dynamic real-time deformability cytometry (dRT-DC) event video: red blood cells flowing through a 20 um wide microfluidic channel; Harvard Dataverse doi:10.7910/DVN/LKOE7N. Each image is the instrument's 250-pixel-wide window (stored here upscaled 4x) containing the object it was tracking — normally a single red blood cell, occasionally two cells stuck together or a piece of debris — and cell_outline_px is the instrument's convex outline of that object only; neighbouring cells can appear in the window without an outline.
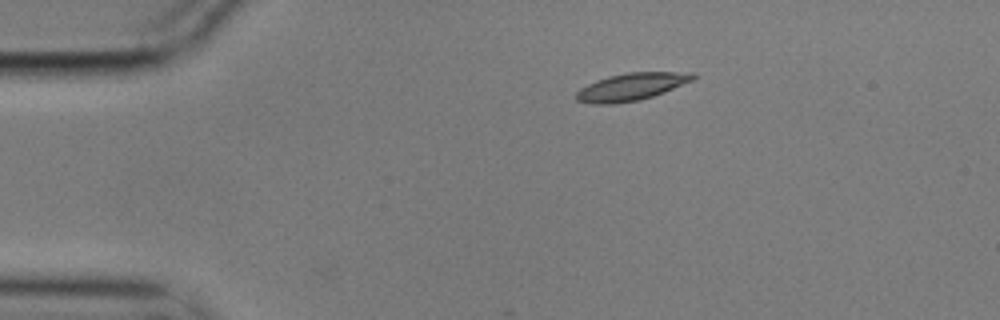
{"species": "common noctule bat (a hibernating species)", "species_latin": "Nyctalus noctula", "temperature_condition": "cold", "stored_images_in_passage": 20, "camera_frame_rate_fps": 3000, "um_per_image_px": 0.085, "animal": {"sex": "male", "body_mass_g": 17.9}, "frame": {"image": 1, "passage_image": 1, "time_ms": 0.0, "image_size_px": [1000, 320], "cell_outline_px": [[696, 76], [692, 80], [664, 92], [640, 100], [616, 104], [592, 104], [576, 100], [576, 92], [580, 88], [596, 80], [608, 76], [628, 72], [696, 72]], "centroid_in_image_um": [53.65, 7.38], "position_along_channel_um": 31.4, "area_um2": 18.67}}
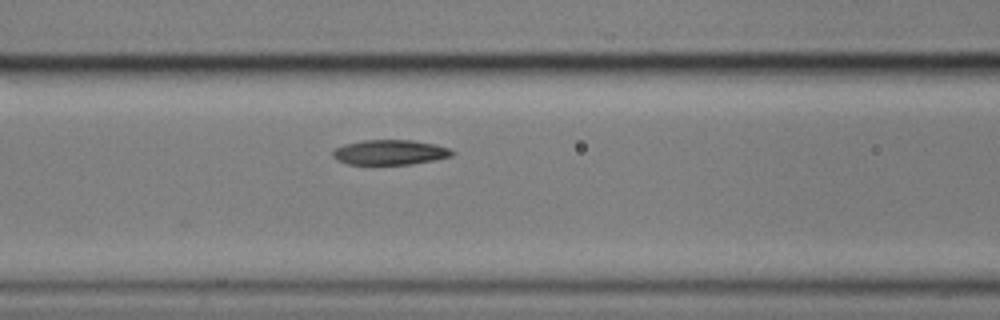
{"frame": {"image": 2, "passage_image": 14, "time_ms": 4.333, "image_size_px": [1000, 320], "cell_outline_px": [[456, 152], [452, 156], [436, 160], [412, 164], [348, 164], [336, 160], [332, 156], [332, 152], [336, 148], [344, 144], [364, 140], [412, 140], [436, 144], [448, 148]], "centroid_in_image_um": [33.17, 12.95], "position_along_channel_um": 133.4, "area_um2": 17.46}}
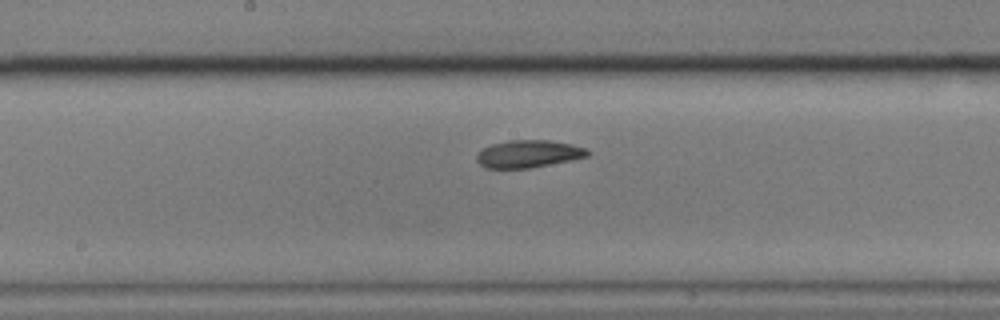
{"frame": {"image": 3, "passage_image": 20, "time_ms": 6.333, "image_size_px": [1000, 320], "cell_outline_px": [[592, 152], [588, 156], [572, 160], [528, 168], [484, 168], [476, 160], [476, 156], [484, 148], [492, 144], [508, 140], [548, 140], [572, 144], [584, 148]], "centroid_in_image_um": [44.93, 13.08], "position_along_channel_um": 203.3, "area_um2": 17.69}}